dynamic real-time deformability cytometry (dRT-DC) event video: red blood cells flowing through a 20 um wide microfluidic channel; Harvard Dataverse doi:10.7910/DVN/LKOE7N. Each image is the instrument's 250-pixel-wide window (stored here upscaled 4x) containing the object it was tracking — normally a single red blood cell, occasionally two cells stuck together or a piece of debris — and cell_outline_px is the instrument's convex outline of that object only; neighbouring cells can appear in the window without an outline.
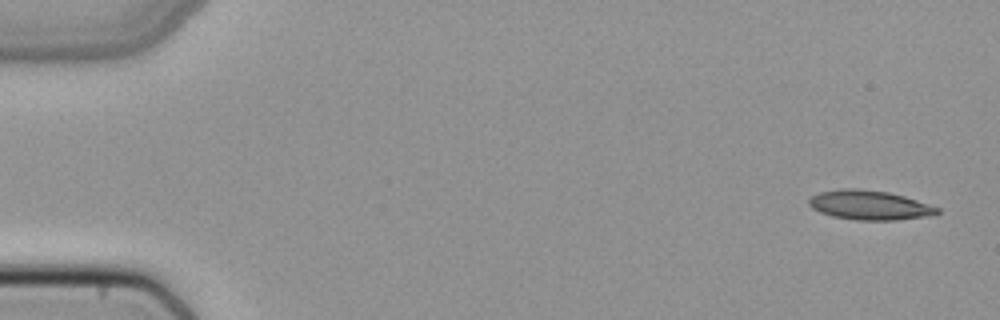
{"species": "common noctule bat (a hibernating species)", "species_latin": "Nyctalus noctula", "temperature_condition": "cold", "stored_images_in_passage": 50, "camera_frame_rate_fps": 3000, "um_per_image_px": 0.085, "animal": {"sex": "female", "body_mass_g": 22.7, "forearm_length_mm": 54.2}, "frame": {"image": 1, "passage_image": 1, "time_ms": 0.0, "image_size_px": [1000, 320], "cell_outline_px": [[940, 212], [924, 216], [896, 220], [856, 220], [832, 216], [820, 212], [812, 208], [808, 204], [808, 200], [812, 196], [820, 192], [840, 188], [860, 188], [888, 192], [904, 196], [940, 208]], "centroid_in_image_um": [73.86, 17.42], "position_along_channel_um": 11.1, "area_um2": 21.91}}
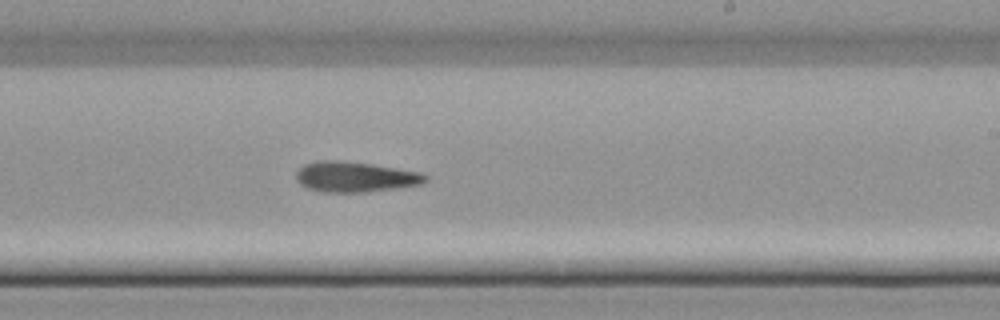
{"frame": {"image": 2, "passage_image": 30, "time_ms": 9.667, "image_size_px": [1000, 320], "cell_outline_px": [[428, 180], [424, 184], [396, 188], [364, 192], [324, 192], [308, 188], [300, 184], [296, 180], [296, 172], [304, 164], [316, 160], [340, 160], [372, 164], [420, 172], [428, 176]], "centroid_in_image_um": [30.19, 15.03], "position_along_channel_um": 258.8, "area_um2": 23.0}}
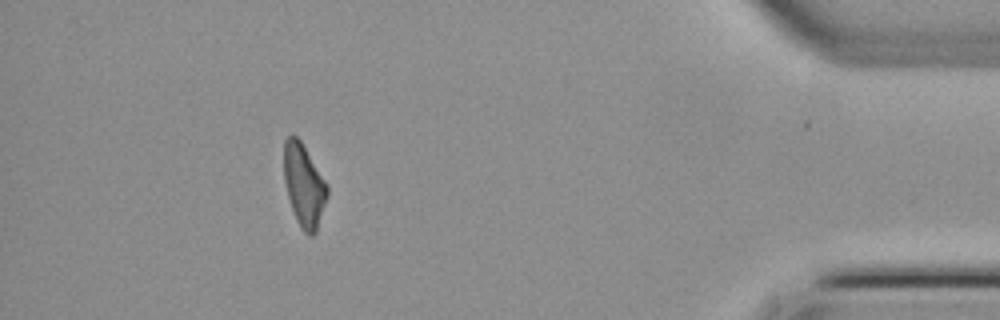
{"frame": {"image": 3, "passage_image": 45, "time_ms": 14.667, "image_size_px": [1000, 320], "cell_outline_px": [[328, 196], [316, 232], [312, 236], [308, 236], [300, 228], [296, 220], [288, 196], [284, 180], [284, 140], [292, 132], [300, 140], [328, 184]], "centroid_in_image_um": [25.84, 15.76], "position_along_channel_um": 409.4, "area_um2": 20.98}}